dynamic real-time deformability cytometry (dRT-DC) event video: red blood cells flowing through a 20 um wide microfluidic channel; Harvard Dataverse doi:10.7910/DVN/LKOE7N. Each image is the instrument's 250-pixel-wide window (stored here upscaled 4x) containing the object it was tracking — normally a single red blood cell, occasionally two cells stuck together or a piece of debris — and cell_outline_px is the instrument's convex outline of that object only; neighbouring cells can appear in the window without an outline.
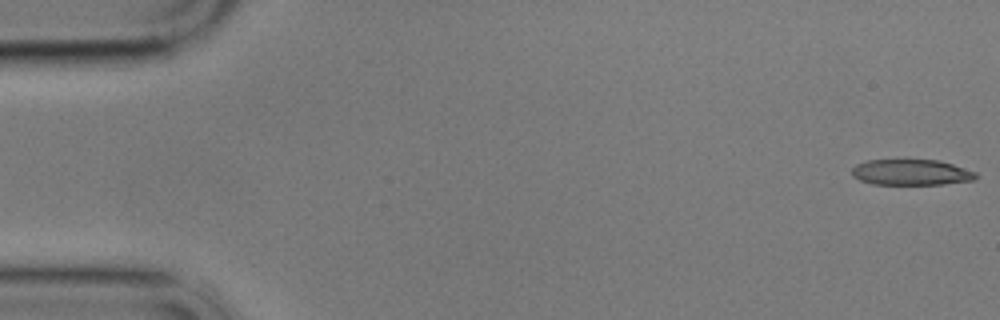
{"species": "common noctule bat (a hibernating species)", "species_latin": "Nyctalus noctula", "temperature_condition": "cold", "stored_images_in_passage": 17, "camera_frame_rate_fps": 3000, "um_per_image_px": 0.085, "animal": {"sex": "male", "body_mass_g": 17.9}, "frame": {"image": 1, "passage_image": 1, "time_ms": 0.0, "image_size_px": [1000, 320], "cell_outline_px": [[976, 180], [944, 184], [872, 184], [860, 180], [852, 176], [852, 168], [856, 164], [868, 160], [940, 160], [976, 172]], "centroid_in_image_um": [77.45, 14.65], "position_along_channel_um": 7.6, "area_um2": 18.61}}
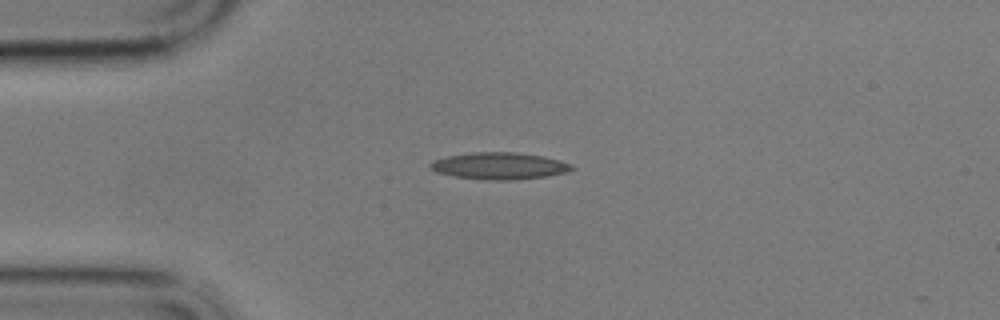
{"frame": {"image": 2, "passage_image": 14, "time_ms": 4.333, "image_size_px": [1000, 320], "cell_outline_px": [[576, 168], [568, 172], [548, 176], [512, 180], [488, 180], [452, 176], [436, 172], [428, 168], [428, 164], [432, 160], [448, 156], [472, 152], [516, 152], [544, 156], [572, 164]], "centroid_in_image_um": [42.43, 14.1], "position_along_channel_um": 42.6, "area_um2": 22.43}}